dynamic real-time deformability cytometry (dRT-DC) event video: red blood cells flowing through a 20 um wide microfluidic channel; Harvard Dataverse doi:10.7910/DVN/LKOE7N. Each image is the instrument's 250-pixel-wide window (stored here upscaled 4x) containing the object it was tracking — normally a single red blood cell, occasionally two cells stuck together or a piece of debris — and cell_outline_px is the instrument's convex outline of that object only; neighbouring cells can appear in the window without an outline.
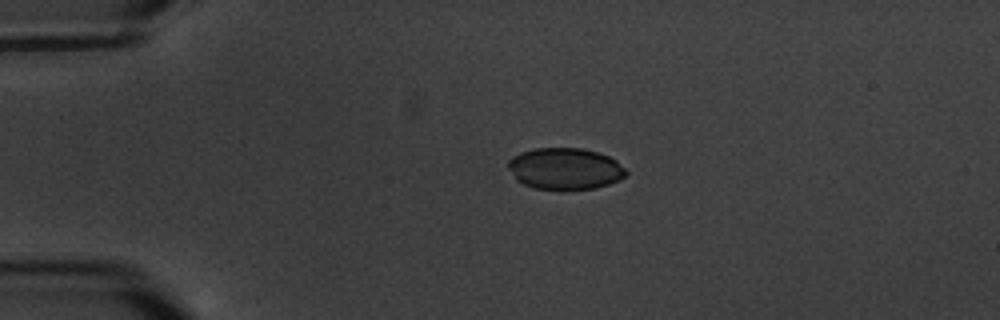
{"species": "common noctule bat (a hibernating species)", "species_latin": "Nyctalus noctula", "temperature_condition": "warm", "stored_images_in_passage": 3, "camera_frame_rate_fps": 3000, "um_per_image_px": 0.085, "animal": {"sex": "male", "body_mass_g": 20.1, "forearm_length_mm": 53.5}, "frame": {"image": 1, "passage_image": 1, "time_ms": 0.0, "image_size_px": [1000, 320], "cell_outline_px": [[628, 172], [620, 180], [596, 188], [564, 192], [536, 188], [524, 184], [516, 180], [508, 168], [508, 160], [512, 156], [520, 152], [536, 148], [580, 148], [596, 152], [608, 156], [616, 160]], "centroid_in_image_um": [48.01, 14.37], "position_along_channel_um": 37.0, "area_um2": 29.07}}